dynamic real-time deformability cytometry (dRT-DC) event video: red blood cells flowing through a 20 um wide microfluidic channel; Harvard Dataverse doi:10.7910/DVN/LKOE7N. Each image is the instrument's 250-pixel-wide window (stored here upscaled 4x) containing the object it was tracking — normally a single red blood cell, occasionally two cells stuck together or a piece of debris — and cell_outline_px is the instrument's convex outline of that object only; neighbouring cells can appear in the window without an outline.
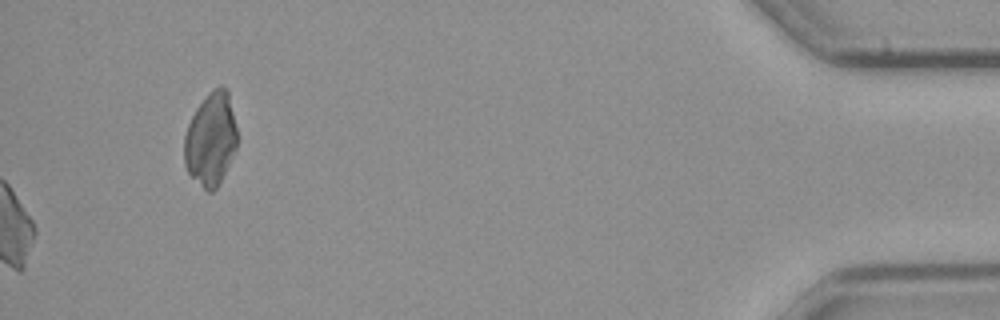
{"species": "common noctule bat (a hibernating species)", "species_latin": "Nyctalus noctula", "temperature_condition": "cold", "stored_images_in_passage": 51, "camera_frame_rate_fps": 3000, "um_per_image_px": 0.085, "animal": {"sex": "male", "body_mass_g": 23.1, "forearm_length_mm": 52.7}, "frame": {"image": 1, "passage_image": 51, "time_ms": 16.667, "image_size_px": [1000, 320], "cell_outline_px": [[236, 148], [216, 188], [212, 192], [208, 192], [188, 172], [184, 164], [184, 136], [188, 124], [196, 108], [212, 88], [220, 84], [228, 92], [236, 128]], "centroid_in_image_um": [17.89, 11.8], "position_along_channel_um": 417.3, "area_um2": 28.26}}